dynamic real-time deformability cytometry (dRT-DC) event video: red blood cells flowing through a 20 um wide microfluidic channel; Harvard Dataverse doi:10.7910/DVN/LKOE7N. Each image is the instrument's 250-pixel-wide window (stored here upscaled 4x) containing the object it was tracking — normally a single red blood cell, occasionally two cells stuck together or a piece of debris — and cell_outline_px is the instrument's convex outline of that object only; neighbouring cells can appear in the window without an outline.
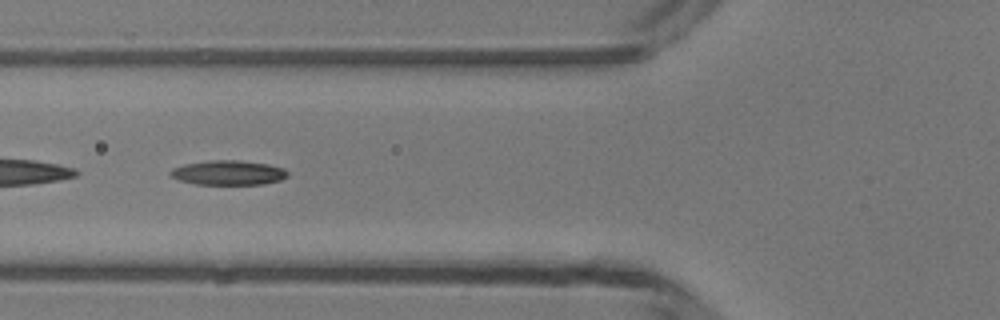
{"species": "common noctule bat (a hibernating species)", "species_latin": "Nyctalus noctula", "temperature_condition": "room temperature", "stored_images_in_passage": 50, "segment_of_instrument_passage": [2, 2], "camera_frame_rate_fps": 3000, "um_per_image_px": 0.085, "animal": {"sex": "male", "body_mass_g": 13.3}, "frame": {"image": 1, "passage_image": 19, "time_ms": 6.0, "image_size_px": [1000, 320], "cell_outline_px": [[288, 176], [280, 180], [264, 184], [196, 184], [180, 180], [172, 176], [168, 172], [172, 168], [184, 164], [212, 160], [240, 160], [268, 164], [284, 168], [288, 172]], "centroid_in_image_um": [19.42, 14.67], "position_along_channel_um": 106.4, "area_um2": 16.76}}
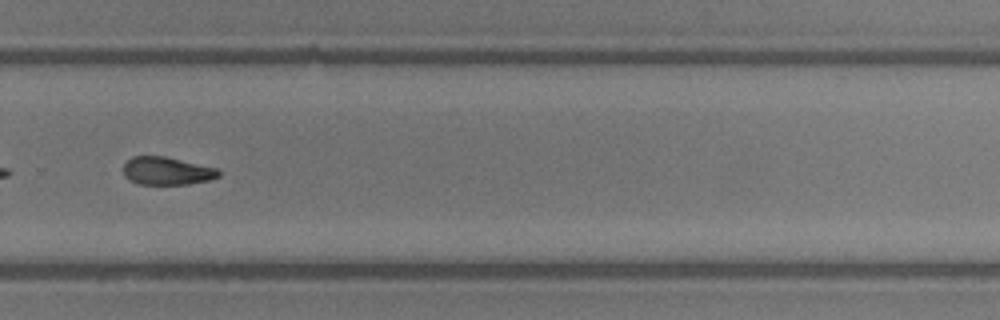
{"frame": {"image": 2, "passage_image": 34, "time_ms": 11.0, "image_size_px": [1000, 320], "cell_outline_px": [[220, 176], [208, 180], [188, 184], [140, 184], [124, 176], [124, 164], [132, 156], [164, 156], [216, 168], [220, 172]], "centroid_in_image_um": [14.18, 14.52], "position_along_channel_um": 315.6, "area_um2": 15.26}}
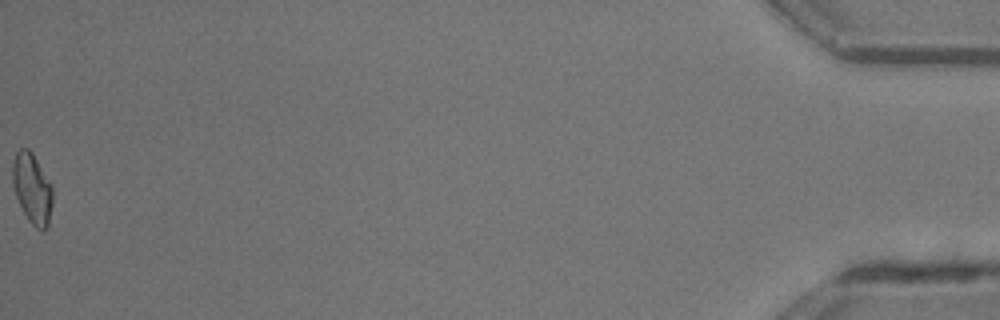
{"frame": {"image": 3, "passage_image": 50, "time_ms": 16.333, "image_size_px": [1000, 320], "cell_outline_px": [[52, 204], [48, 228], [44, 232], [36, 228], [28, 220], [16, 196], [12, 180], [12, 164], [16, 152], [20, 148], [28, 148], [32, 152], [52, 184]], "centroid_in_image_um": [2.75, 16.03], "position_along_channel_um": 432.5, "area_um2": 16.53}}